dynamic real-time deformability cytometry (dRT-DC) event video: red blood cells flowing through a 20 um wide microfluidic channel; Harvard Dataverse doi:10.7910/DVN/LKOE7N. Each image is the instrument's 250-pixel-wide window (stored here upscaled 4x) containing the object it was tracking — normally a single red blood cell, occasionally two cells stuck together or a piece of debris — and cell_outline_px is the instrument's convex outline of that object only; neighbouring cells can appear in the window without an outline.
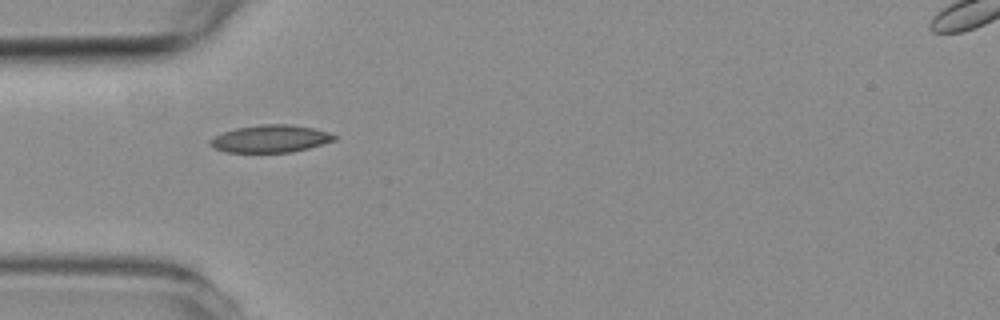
{"species": "common noctule bat (a hibernating species)", "species_latin": "Nyctalus noctula", "temperature_condition": "room temperature", "stored_images_in_passage": 1, "camera_frame_rate_fps": 3000, "um_per_image_px": 0.085, "animal": {"sex": "female", "body_mass_g": 19.3, "forearm_length_mm": 54.1}, "frame": {"image": 1, "passage_image": 1, "time_ms": 0.0, "image_size_px": [1000, 320], "cell_outline_px": [[340, 136], [336, 140], [308, 148], [292, 152], [224, 152], [212, 148], [208, 144], [208, 140], [224, 132], [236, 128], [260, 124], [288, 124], [312, 128], [328, 132]], "centroid_in_image_um": [22.98, 11.79], "position_along_channel_um": 62.0, "area_um2": 19.94}}